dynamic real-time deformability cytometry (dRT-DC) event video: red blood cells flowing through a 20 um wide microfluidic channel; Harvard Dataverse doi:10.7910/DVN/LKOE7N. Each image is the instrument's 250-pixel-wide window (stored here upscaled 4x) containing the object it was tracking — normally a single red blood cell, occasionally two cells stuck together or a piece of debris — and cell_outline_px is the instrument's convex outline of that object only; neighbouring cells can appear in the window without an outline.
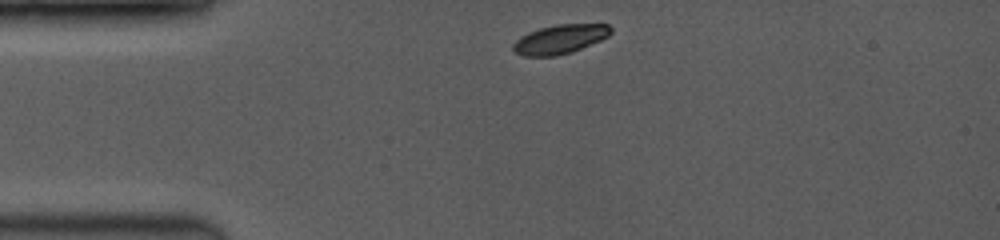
{"species": "common noctule bat (a hibernating species)", "species_latin": "Nyctalus noctula", "temperature_condition": "room temperature", "stored_images_in_passage": 2, "camera_frame_rate_fps": 3500, "um_per_image_px": 0.085, "animal": {"sex": "female", "body_mass_g": 19.0, "forearm_length_mm": 53.3}, "frame": {"image": 1, "passage_image": 1, "time_ms": 0.0, "image_size_px": [1000, 240], "cell_outline_px": [[612, 32], [608, 36], [600, 40], [572, 52], [556, 56], [524, 56], [516, 52], [512, 48], [512, 44], [520, 36], [528, 32], [540, 28], [556, 24], [608, 24], [612, 28]], "centroid_in_image_um": [47.59, 3.33], "position_along_channel_um": 37.4, "area_um2": 16.59}}